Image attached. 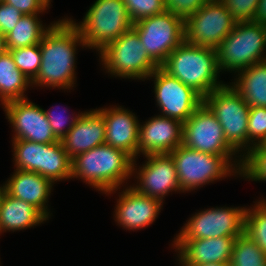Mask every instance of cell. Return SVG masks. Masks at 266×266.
Here are the masks:
<instances>
[{
	"instance_id": "obj_1",
	"label": "cell",
	"mask_w": 266,
	"mask_h": 266,
	"mask_svg": "<svg viewBox=\"0 0 266 266\" xmlns=\"http://www.w3.org/2000/svg\"><path fill=\"white\" fill-rule=\"evenodd\" d=\"M86 46L76 23L63 19L51 25L42 41L41 65L31 84L70 88L74 84L76 43Z\"/></svg>"
},
{
	"instance_id": "obj_2",
	"label": "cell",
	"mask_w": 266,
	"mask_h": 266,
	"mask_svg": "<svg viewBox=\"0 0 266 266\" xmlns=\"http://www.w3.org/2000/svg\"><path fill=\"white\" fill-rule=\"evenodd\" d=\"M161 67L203 98L224 85L217 82L220 68L217 49L214 48L197 46L184 40Z\"/></svg>"
},
{
	"instance_id": "obj_3",
	"label": "cell",
	"mask_w": 266,
	"mask_h": 266,
	"mask_svg": "<svg viewBox=\"0 0 266 266\" xmlns=\"http://www.w3.org/2000/svg\"><path fill=\"white\" fill-rule=\"evenodd\" d=\"M133 161L123 150L105 143L72 159L71 178L80 177L96 189L111 193L133 173Z\"/></svg>"
},
{
	"instance_id": "obj_4",
	"label": "cell",
	"mask_w": 266,
	"mask_h": 266,
	"mask_svg": "<svg viewBox=\"0 0 266 266\" xmlns=\"http://www.w3.org/2000/svg\"><path fill=\"white\" fill-rule=\"evenodd\" d=\"M86 47L102 50L133 27L123 0H96L80 25Z\"/></svg>"
},
{
	"instance_id": "obj_5",
	"label": "cell",
	"mask_w": 266,
	"mask_h": 266,
	"mask_svg": "<svg viewBox=\"0 0 266 266\" xmlns=\"http://www.w3.org/2000/svg\"><path fill=\"white\" fill-rule=\"evenodd\" d=\"M266 25L253 21L237 22L217 48L220 71L243 70L266 60ZM263 51V52H262Z\"/></svg>"
},
{
	"instance_id": "obj_6",
	"label": "cell",
	"mask_w": 266,
	"mask_h": 266,
	"mask_svg": "<svg viewBox=\"0 0 266 266\" xmlns=\"http://www.w3.org/2000/svg\"><path fill=\"white\" fill-rule=\"evenodd\" d=\"M15 165L18 170L36 172L52 183L71 178L72 160L61 141L35 143L29 140H13Z\"/></svg>"
},
{
	"instance_id": "obj_7",
	"label": "cell",
	"mask_w": 266,
	"mask_h": 266,
	"mask_svg": "<svg viewBox=\"0 0 266 266\" xmlns=\"http://www.w3.org/2000/svg\"><path fill=\"white\" fill-rule=\"evenodd\" d=\"M108 72L128 78H147L159 67L147 54L137 32L130 28L100 50Z\"/></svg>"
},
{
	"instance_id": "obj_8",
	"label": "cell",
	"mask_w": 266,
	"mask_h": 266,
	"mask_svg": "<svg viewBox=\"0 0 266 266\" xmlns=\"http://www.w3.org/2000/svg\"><path fill=\"white\" fill-rule=\"evenodd\" d=\"M132 28L137 32L148 56L159 67L185 40L184 21L166 10L133 23Z\"/></svg>"
},
{
	"instance_id": "obj_9",
	"label": "cell",
	"mask_w": 266,
	"mask_h": 266,
	"mask_svg": "<svg viewBox=\"0 0 266 266\" xmlns=\"http://www.w3.org/2000/svg\"><path fill=\"white\" fill-rule=\"evenodd\" d=\"M204 103L221 124L227 143L236 152L246 147L250 106L240 94L232 86L223 85L208 94Z\"/></svg>"
},
{
	"instance_id": "obj_10",
	"label": "cell",
	"mask_w": 266,
	"mask_h": 266,
	"mask_svg": "<svg viewBox=\"0 0 266 266\" xmlns=\"http://www.w3.org/2000/svg\"><path fill=\"white\" fill-rule=\"evenodd\" d=\"M169 155L173 158L179 185L189 191L231 173V156L199 152L180 145Z\"/></svg>"
},
{
	"instance_id": "obj_11",
	"label": "cell",
	"mask_w": 266,
	"mask_h": 266,
	"mask_svg": "<svg viewBox=\"0 0 266 266\" xmlns=\"http://www.w3.org/2000/svg\"><path fill=\"white\" fill-rule=\"evenodd\" d=\"M236 23L220 0H209L184 22L185 41L217 49Z\"/></svg>"
},
{
	"instance_id": "obj_12",
	"label": "cell",
	"mask_w": 266,
	"mask_h": 266,
	"mask_svg": "<svg viewBox=\"0 0 266 266\" xmlns=\"http://www.w3.org/2000/svg\"><path fill=\"white\" fill-rule=\"evenodd\" d=\"M182 145L220 156H232L236 153L227 143L215 114L204 102L183 123Z\"/></svg>"
},
{
	"instance_id": "obj_13",
	"label": "cell",
	"mask_w": 266,
	"mask_h": 266,
	"mask_svg": "<svg viewBox=\"0 0 266 266\" xmlns=\"http://www.w3.org/2000/svg\"><path fill=\"white\" fill-rule=\"evenodd\" d=\"M245 208H211L196 213L175 240L238 237L244 233Z\"/></svg>"
},
{
	"instance_id": "obj_14",
	"label": "cell",
	"mask_w": 266,
	"mask_h": 266,
	"mask_svg": "<svg viewBox=\"0 0 266 266\" xmlns=\"http://www.w3.org/2000/svg\"><path fill=\"white\" fill-rule=\"evenodd\" d=\"M149 77H155V97L163 116L184 123L204 102L198 92L171 76L162 67H157Z\"/></svg>"
},
{
	"instance_id": "obj_15",
	"label": "cell",
	"mask_w": 266,
	"mask_h": 266,
	"mask_svg": "<svg viewBox=\"0 0 266 266\" xmlns=\"http://www.w3.org/2000/svg\"><path fill=\"white\" fill-rule=\"evenodd\" d=\"M6 115L16 132L13 140L23 139L47 144L60 141L53 133L45 110L27 99L4 104Z\"/></svg>"
},
{
	"instance_id": "obj_16",
	"label": "cell",
	"mask_w": 266,
	"mask_h": 266,
	"mask_svg": "<svg viewBox=\"0 0 266 266\" xmlns=\"http://www.w3.org/2000/svg\"><path fill=\"white\" fill-rule=\"evenodd\" d=\"M183 123L166 116H156L139 125L138 153L169 154L182 145Z\"/></svg>"
},
{
	"instance_id": "obj_17",
	"label": "cell",
	"mask_w": 266,
	"mask_h": 266,
	"mask_svg": "<svg viewBox=\"0 0 266 266\" xmlns=\"http://www.w3.org/2000/svg\"><path fill=\"white\" fill-rule=\"evenodd\" d=\"M147 163L139 171V186L132 187L137 192L162 202L171 190H180L177 171L169 154L147 155Z\"/></svg>"
},
{
	"instance_id": "obj_18",
	"label": "cell",
	"mask_w": 266,
	"mask_h": 266,
	"mask_svg": "<svg viewBox=\"0 0 266 266\" xmlns=\"http://www.w3.org/2000/svg\"><path fill=\"white\" fill-rule=\"evenodd\" d=\"M105 122V143L123 150L133 160L138 154L139 123L123 108L99 109Z\"/></svg>"
},
{
	"instance_id": "obj_19",
	"label": "cell",
	"mask_w": 266,
	"mask_h": 266,
	"mask_svg": "<svg viewBox=\"0 0 266 266\" xmlns=\"http://www.w3.org/2000/svg\"><path fill=\"white\" fill-rule=\"evenodd\" d=\"M235 238L237 237L175 240L174 244L180 250L179 261L183 266L205 263L230 264Z\"/></svg>"
},
{
	"instance_id": "obj_20",
	"label": "cell",
	"mask_w": 266,
	"mask_h": 266,
	"mask_svg": "<svg viewBox=\"0 0 266 266\" xmlns=\"http://www.w3.org/2000/svg\"><path fill=\"white\" fill-rule=\"evenodd\" d=\"M60 141L71 160L77 155L105 144L103 115L98 110L80 113L73 127Z\"/></svg>"
},
{
	"instance_id": "obj_21",
	"label": "cell",
	"mask_w": 266,
	"mask_h": 266,
	"mask_svg": "<svg viewBox=\"0 0 266 266\" xmlns=\"http://www.w3.org/2000/svg\"><path fill=\"white\" fill-rule=\"evenodd\" d=\"M116 207V221L127 229H139L153 223L161 209L159 199L148 197L130 187L123 191Z\"/></svg>"
},
{
	"instance_id": "obj_22",
	"label": "cell",
	"mask_w": 266,
	"mask_h": 266,
	"mask_svg": "<svg viewBox=\"0 0 266 266\" xmlns=\"http://www.w3.org/2000/svg\"><path fill=\"white\" fill-rule=\"evenodd\" d=\"M6 183V192L15 198L32 204L47 218V198L51 193L52 182L36 172L18 170Z\"/></svg>"
},
{
	"instance_id": "obj_23",
	"label": "cell",
	"mask_w": 266,
	"mask_h": 266,
	"mask_svg": "<svg viewBox=\"0 0 266 266\" xmlns=\"http://www.w3.org/2000/svg\"><path fill=\"white\" fill-rule=\"evenodd\" d=\"M48 219L32 204L5 192L0 205V232L30 228Z\"/></svg>"
},
{
	"instance_id": "obj_24",
	"label": "cell",
	"mask_w": 266,
	"mask_h": 266,
	"mask_svg": "<svg viewBox=\"0 0 266 266\" xmlns=\"http://www.w3.org/2000/svg\"><path fill=\"white\" fill-rule=\"evenodd\" d=\"M240 71L232 87L250 107H266V60Z\"/></svg>"
},
{
	"instance_id": "obj_25",
	"label": "cell",
	"mask_w": 266,
	"mask_h": 266,
	"mask_svg": "<svg viewBox=\"0 0 266 266\" xmlns=\"http://www.w3.org/2000/svg\"><path fill=\"white\" fill-rule=\"evenodd\" d=\"M31 81L17 68L12 55H0V98L2 104L25 99L24 92Z\"/></svg>"
},
{
	"instance_id": "obj_26",
	"label": "cell",
	"mask_w": 266,
	"mask_h": 266,
	"mask_svg": "<svg viewBox=\"0 0 266 266\" xmlns=\"http://www.w3.org/2000/svg\"><path fill=\"white\" fill-rule=\"evenodd\" d=\"M50 27L44 29L37 14L23 15L15 28L5 36L7 50L39 44Z\"/></svg>"
},
{
	"instance_id": "obj_27",
	"label": "cell",
	"mask_w": 266,
	"mask_h": 266,
	"mask_svg": "<svg viewBox=\"0 0 266 266\" xmlns=\"http://www.w3.org/2000/svg\"><path fill=\"white\" fill-rule=\"evenodd\" d=\"M230 266H266V253L243 233L235 238Z\"/></svg>"
},
{
	"instance_id": "obj_28",
	"label": "cell",
	"mask_w": 266,
	"mask_h": 266,
	"mask_svg": "<svg viewBox=\"0 0 266 266\" xmlns=\"http://www.w3.org/2000/svg\"><path fill=\"white\" fill-rule=\"evenodd\" d=\"M244 233L266 253V201L260 200L254 209L245 210Z\"/></svg>"
},
{
	"instance_id": "obj_29",
	"label": "cell",
	"mask_w": 266,
	"mask_h": 266,
	"mask_svg": "<svg viewBox=\"0 0 266 266\" xmlns=\"http://www.w3.org/2000/svg\"><path fill=\"white\" fill-rule=\"evenodd\" d=\"M246 153L245 158L241 159V164L238 166L239 172H235L255 181H266V146L260 144L252 146V148L249 147Z\"/></svg>"
},
{
	"instance_id": "obj_30",
	"label": "cell",
	"mask_w": 266,
	"mask_h": 266,
	"mask_svg": "<svg viewBox=\"0 0 266 266\" xmlns=\"http://www.w3.org/2000/svg\"><path fill=\"white\" fill-rule=\"evenodd\" d=\"M7 51L12 55L17 68L32 82L39 72L42 61L40 45Z\"/></svg>"
},
{
	"instance_id": "obj_31",
	"label": "cell",
	"mask_w": 266,
	"mask_h": 266,
	"mask_svg": "<svg viewBox=\"0 0 266 266\" xmlns=\"http://www.w3.org/2000/svg\"><path fill=\"white\" fill-rule=\"evenodd\" d=\"M133 23L165 11L164 0H123Z\"/></svg>"
},
{
	"instance_id": "obj_32",
	"label": "cell",
	"mask_w": 266,
	"mask_h": 266,
	"mask_svg": "<svg viewBox=\"0 0 266 266\" xmlns=\"http://www.w3.org/2000/svg\"><path fill=\"white\" fill-rule=\"evenodd\" d=\"M254 145L263 144L266 141V107H250L247 128V147L250 141Z\"/></svg>"
},
{
	"instance_id": "obj_33",
	"label": "cell",
	"mask_w": 266,
	"mask_h": 266,
	"mask_svg": "<svg viewBox=\"0 0 266 266\" xmlns=\"http://www.w3.org/2000/svg\"><path fill=\"white\" fill-rule=\"evenodd\" d=\"M237 22L254 21L259 0H220Z\"/></svg>"
},
{
	"instance_id": "obj_34",
	"label": "cell",
	"mask_w": 266,
	"mask_h": 266,
	"mask_svg": "<svg viewBox=\"0 0 266 266\" xmlns=\"http://www.w3.org/2000/svg\"><path fill=\"white\" fill-rule=\"evenodd\" d=\"M209 0H164L165 10L184 22Z\"/></svg>"
},
{
	"instance_id": "obj_35",
	"label": "cell",
	"mask_w": 266,
	"mask_h": 266,
	"mask_svg": "<svg viewBox=\"0 0 266 266\" xmlns=\"http://www.w3.org/2000/svg\"><path fill=\"white\" fill-rule=\"evenodd\" d=\"M23 14L14 6L0 2V33L9 34L22 18Z\"/></svg>"
},
{
	"instance_id": "obj_36",
	"label": "cell",
	"mask_w": 266,
	"mask_h": 266,
	"mask_svg": "<svg viewBox=\"0 0 266 266\" xmlns=\"http://www.w3.org/2000/svg\"><path fill=\"white\" fill-rule=\"evenodd\" d=\"M4 2L16 7L23 15L38 14L49 6L45 0H4Z\"/></svg>"
},
{
	"instance_id": "obj_37",
	"label": "cell",
	"mask_w": 266,
	"mask_h": 266,
	"mask_svg": "<svg viewBox=\"0 0 266 266\" xmlns=\"http://www.w3.org/2000/svg\"><path fill=\"white\" fill-rule=\"evenodd\" d=\"M47 120L49 121V125L51 126V129L54 133V135L61 140L66 134L67 132L73 127V125L75 124V122L77 121L78 117L80 114H78V116H75L72 121H70V124L68 125L69 127H67V130H63L65 127V122H67V118L62 117V115L60 114H55V112H51V111H45ZM69 119V118H68ZM65 123V124H64Z\"/></svg>"
},
{
	"instance_id": "obj_38",
	"label": "cell",
	"mask_w": 266,
	"mask_h": 266,
	"mask_svg": "<svg viewBox=\"0 0 266 266\" xmlns=\"http://www.w3.org/2000/svg\"><path fill=\"white\" fill-rule=\"evenodd\" d=\"M253 22L266 25V0H259L258 9Z\"/></svg>"
},
{
	"instance_id": "obj_39",
	"label": "cell",
	"mask_w": 266,
	"mask_h": 266,
	"mask_svg": "<svg viewBox=\"0 0 266 266\" xmlns=\"http://www.w3.org/2000/svg\"><path fill=\"white\" fill-rule=\"evenodd\" d=\"M7 51L5 36L0 33V55Z\"/></svg>"
},
{
	"instance_id": "obj_40",
	"label": "cell",
	"mask_w": 266,
	"mask_h": 266,
	"mask_svg": "<svg viewBox=\"0 0 266 266\" xmlns=\"http://www.w3.org/2000/svg\"><path fill=\"white\" fill-rule=\"evenodd\" d=\"M192 266H230V264H226V263H205V264H198V265H192Z\"/></svg>"
},
{
	"instance_id": "obj_41",
	"label": "cell",
	"mask_w": 266,
	"mask_h": 266,
	"mask_svg": "<svg viewBox=\"0 0 266 266\" xmlns=\"http://www.w3.org/2000/svg\"><path fill=\"white\" fill-rule=\"evenodd\" d=\"M5 192H6L5 186L0 187V205H1V201H2V198L5 194Z\"/></svg>"
}]
</instances>
